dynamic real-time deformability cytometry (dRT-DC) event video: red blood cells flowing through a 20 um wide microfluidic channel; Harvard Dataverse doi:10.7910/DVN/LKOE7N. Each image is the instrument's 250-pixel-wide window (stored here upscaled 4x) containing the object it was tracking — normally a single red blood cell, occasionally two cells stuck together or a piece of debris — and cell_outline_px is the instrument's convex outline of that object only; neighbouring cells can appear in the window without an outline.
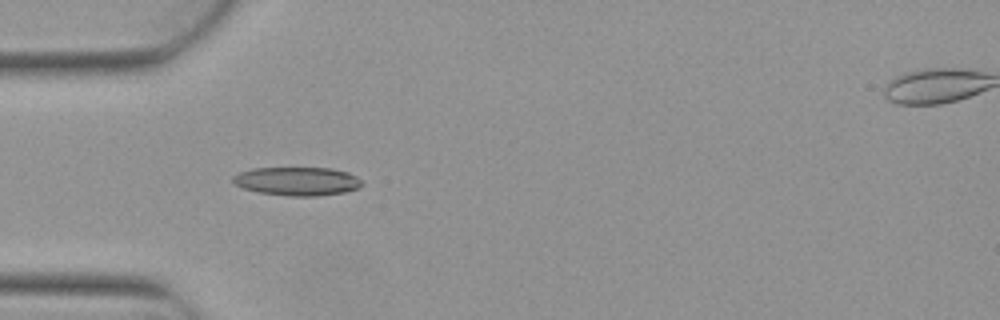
{"species": "Egyptian fruit bat (a non-hibernating species)", "species_latin": "Rousettus aegyptiacus", "temperature_condition": "warm", "stored_images_in_passage": 2, "camera_frame_rate_fps": 3000, "um_per_image_px": 0.085, "animal": {"sex": "female"}, "frame": {"image": 1, "passage_image": 1, "time_ms": 0.0, "image_size_px": [1000, 320], "cell_outline_px": [[364, 184], [356, 188], [344, 192], [316, 196], [292, 196], [260, 192], [244, 188], [236, 184], [232, 180], [232, 176], [240, 172], [252, 168], [332, 168], [348, 172], [356, 176]], "centroid_in_image_um": [25.27, 15.39], "position_along_channel_um": 59.7, "area_um2": 21.27}}
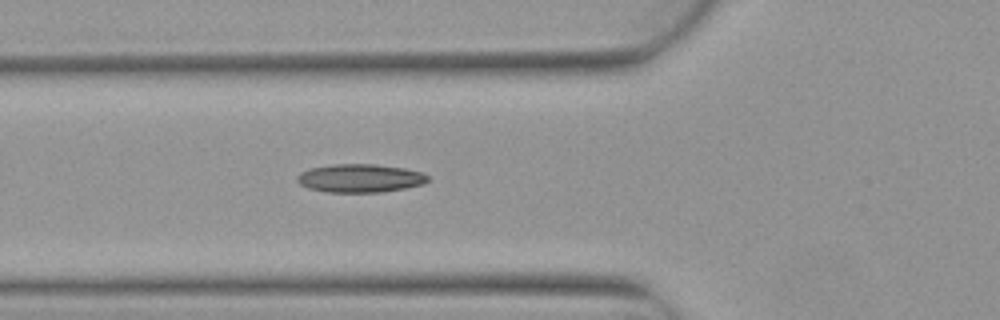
{"frame": {"image": 2, "passage_image": 2, "time_ms": 0.333, "image_size_px": [1000, 320], "cell_outline_px": [[428, 180], [424, 184], [404, 188], [380, 192], [324, 192], [308, 188], [300, 184], [296, 180], [296, 176], [300, 172], [312, 168], [332, 164], [376, 164], [404, 168], [420, 172], [428, 176]], "centroid_in_image_um": [30.57, 15.15], "position_along_channel_um": 95.2, "area_um2": 21.56}}